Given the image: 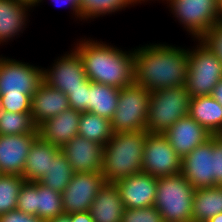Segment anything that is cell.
<instances>
[{
  "mask_svg": "<svg viewBox=\"0 0 222 222\" xmlns=\"http://www.w3.org/2000/svg\"><path fill=\"white\" fill-rule=\"evenodd\" d=\"M134 47V84L150 92L185 85L188 72V48L163 43Z\"/></svg>",
  "mask_w": 222,
  "mask_h": 222,
  "instance_id": "cell-1",
  "label": "cell"
},
{
  "mask_svg": "<svg viewBox=\"0 0 222 222\" xmlns=\"http://www.w3.org/2000/svg\"><path fill=\"white\" fill-rule=\"evenodd\" d=\"M73 46L83 61L86 77L90 81L118 89L134 83V48L127 51L101 39L98 41L85 36L79 41L77 39Z\"/></svg>",
  "mask_w": 222,
  "mask_h": 222,
  "instance_id": "cell-2",
  "label": "cell"
},
{
  "mask_svg": "<svg viewBox=\"0 0 222 222\" xmlns=\"http://www.w3.org/2000/svg\"><path fill=\"white\" fill-rule=\"evenodd\" d=\"M146 130L114 133L104 146L101 174L106 183H113L142 172Z\"/></svg>",
  "mask_w": 222,
  "mask_h": 222,
  "instance_id": "cell-3",
  "label": "cell"
},
{
  "mask_svg": "<svg viewBox=\"0 0 222 222\" xmlns=\"http://www.w3.org/2000/svg\"><path fill=\"white\" fill-rule=\"evenodd\" d=\"M195 188L180 173L157 178L154 207L164 222H192Z\"/></svg>",
  "mask_w": 222,
  "mask_h": 222,
  "instance_id": "cell-4",
  "label": "cell"
},
{
  "mask_svg": "<svg viewBox=\"0 0 222 222\" xmlns=\"http://www.w3.org/2000/svg\"><path fill=\"white\" fill-rule=\"evenodd\" d=\"M190 100L185 85L150 92L146 131L164 134L177 120L188 116Z\"/></svg>",
  "mask_w": 222,
  "mask_h": 222,
  "instance_id": "cell-5",
  "label": "cell"
},
{
  "mask_svg": "<svg viewBox=\"0 0 222 222\" xmlns=\"http://www.w3.org/2000/svg\"><path fill=\"white\" fill-rule=\"evenodd\" d=\"M188 48V72L185 83L190 97L211 95L215 86L222 79V61L201 39Z\"/></svg>",
  "mask_w": 222,
  "mask_h": 222,
  "instance_id": "cell-6",
  "label": "cell"
},
{
  "mask_svg": "<svg viewBox=\"0 0 222 222\" xmlns=\"http://www.w3.org/2000/svg\"><path fill=\"white\" fill-rule=\"evenodd\" d=\"M150 91L137 84L120 89L117 109L111 119L113 133L146 130Z\"/></svg>",
  "mask_w": 222,
  "mask_h": 222,
  "instance_id": "cell-7",
  "label": "cell"
},
{
  "mask_svg": "<svg viewBox=\"0 0 222 222\" xmlns=\"http://www.w3.org/2000/svg\"><path fill=\"white\" fill-rule=\"evenodd\" d=\"M175 20L193 39H201L219 20L218 0H166Z\"/></svg>",
  "mask_w": 222,
  "mask_h": 222,
  "instance_id": "cell-8",
  "label": "cell"
},
{
  "mask_svg": "<svg viewBox=\"0 0 222 222\" xmlns=\"http://www.w3.org/2000/svg\"><path fill=\"white\" fill-rule=\"evenodd\" d=\"M44 82L43 67L22 60L2 57L0 61V95H32Z\"/></svg>",
  "mask_w": 222,
  "mask_h": 222,
  "instance_id": "cell-9",
  "label": "cell"
},
{
  "mask_svg": "<svg viewBox=\"0 0 222 222\" xmlns=\"http://www.w3.org/2000/svg\"><path fill=\"white\" fill-rule=\"evenodd\" d=\"M142 172L156 178L181 173V158L164 134L148 133L143 151Z\"/></svg>",
  "mask_w": 222,
  "mask_h": 222,
  "instance_id": "cell-10",
  "label": "cell"
},
{
  "mask_svg": "<svg viewBox=\"0 0 222 222\" xmlns=\"http://www.w3.org/2000/svg\"><path fill=\"white\" fill-rule=\"evenodd\" d=\"M64 53L53 60L54 63L47 69L43 67V80L50 87L68 94L70 90L84 87L89 79L77 51L72 48Z\"/></svg>",
  "mask_w": 222,
  "mask_h": 222,
  "instance_id": "cell-11",
  "label": "cell"
},
{
  "mask_svg": "<svg viewBox=\"0 0 222 222\" xmlns=\"http://www.w3.org/2000/svg\"><path fill=\"white\" fill-rule=\"evenodd\" d=\"M105 183L101 173H74L61 193L64 214L89 211L98 191Z\"/></svg>",
  "mask_w": 222,
  "mask_h": 222,
  "instance_id": "cell-12",
  "label": "cell"
},
{
  "mask_svg": "<svg viewBox=\"0 0 222 222\" xmlns=\"http://www.w3.org/2000/svg\"><path fill=\"white\" fill-rule=\"evenodd\" d=\"M181 174L195 189L214 186L213 135L181 159Z\"/></svg>",
  "mask_w": 222,
  "mask_h": 222,
  "instance_id": "cell-13",
  "label": "cell"
},
{
  "mask_svg": "<svg viewBox=\"0 0 222 222\" xmlns=\"http://www.w3.org/2000/svg\"><path fill=\"white\" fill-rule=\"evenodd\" d=\"M61 151L67 157L74 173H101L104 145L77 135L69 140Z\"/></svg>",
  "mask_w": 222,
  "mask_h": 222,
  "instance_id": "cell-14",
  "label": "cell"
},
{
  "mask_svg": "<svg viewBox=\"0 0 222 222\" xmlns=\"http://www.w3.org/2000/svg\"><path fill=\"white\" fill-rule=\"evenodd\" d=\"M38 136V129L30 134L0 135V174L22 176L27 155Z\"/></svg>",
  "mask_w": 222,
  "mask_h": 222,
  "instance_id": "cell-15",
  "label": "cell"
},
{
  "mask_svg": "<svg viewBox=\"0 0 222 222\" xmlns=\"http://www.w3.org/2000/svg\"><path fill=\"white\" fill-rule=\"evenodd\" d=\"M125 208H144L154 205L157 178L145 172L135 173L115 183Z\"/></svg>",
  "mask_w": 222,
  "mask_h": 222,
  "instance_id": "cell-16",
  "label": "cell"
},
{
  "mask_svg": "<svg viewBox=\"0 0 222 222\" xmlns=\"http://www.w3.org/2000/svg\"><path fill=\"white\" fill-rule=\"evenodd\" d=\"M164 135L181 159L212 136L189 115L177 120Z\"/></svg>",
  "mask_w": 222,
  "mask_h": 222,
  "instance_id": "cell-17",
  "label": "cell"
},
{
  "mask_svg": "<svg viewBox=\"0 0 222 222\" xmlns=\"http://www.w3.org/2000/svg\"><path fill=\"white\" fill-rule=\"evenodd\" d=\"M30 10L34 7L21 0H0V46L20 38L28 28Z\"/></svg>",
  "mask_w": 222,
  "mask_h": 222,
  "instance_id": "cell-18",
  "label": "cell"
},
{
  "mask_svg": "<svg viewBox=\"0 0 222 222\" xmlns=\"http://www.w3.org/2000/svg\"><path fill=\"white\" fill-rule=\"evenodd\" d=\"M80 117V112L69 107L59 115L41 123L37 127L39 136L48 143L62 148L78 135Z\"/></svg>",
  "mask_w": 222,
  "mask_h": 222,
  "instance_id": "cell-19",
  "label": "cell"
},
{
  "mask_svg": "<svg viewBox=\"0 0 222 222\" xmlns=\"http://www.w3.org/2000/svg\"><path fill=\"white\" fill-rule=\"evenodd\" d=\"M69 108L68 97L62 91L43 82L31 97L30 114L38 127L45 120Z\"/></svg>",
  "mask_w": 222,
  "mask_h": 222,
  "instance_id": "cell-20",
  "label": "cell"
},
{
  "mask_svg": "<svg viewBox=\"0 0 222 222\" xmlns=\"http://www.w3.org/2000/svg\"><path fill=\"white\" fill-rule=\"evenodd\" d=\"M124 209L119 189L113 183H105L93 200L89 212L94 222H121Z\"/></svg>",
  "mask_w": 222,
  "mask_h": 222,
  "instance_id": "cell-21",
  "label": "cell"
},
{
  "mask_svg": "<svg viewBox=\"0 0 222 222\" xmlns=\"http://www.w3.org/2000/svg\"><path fill=\"white\" fill-rule=\"evenodd\" d=\"M61 150L60 147L43 140L38 136L27 155L22 177L28 182H39L49 171L51 162Z\"/></svg>",
  "mask_w": 222,
  "mask_h": 222,
  "instance_id": "cell-22",
  "label": "cell"
},
{
  "mask_svg": "<svg viewBox=\"0 0 222 222\" xmlns=\"http://www.w3.org/2000/svg\"><path fill=\"white\" fill-rule=\"evenodd\" d=\"M188 115L211 135H222V106L211 95L191 98Z\"/></svg>",
  "mask_w": 222,
  "mask_h": 222,
  "instance_id": "cell-23",
  "label": "cell"
},
{
  "mask_svg": "<svg viewBox=\"0 0 222 222\" xmlns=\"http://www.w3.org/2000/svg\"><path fill=\"white\" fill-rule=\"evenodd\" d=\"M120 89L89 80L87 112L111 120L117 109Z\"/></svg>",
  "mask_w": 222,
  "mask_h": 222,
  "instance_id": "cell-24",
  "label": "cell"
},
{
  "mask_svg": "<svg viewBox=\"0 0 222 222\" xmlns=\"http://www.w3.org/2000/svg\"><path fill=\"white\" fill-rule=\"evenodd\" d=\"M222 213V186L195 189L192 204V222H207Z\"/></svg>",
  "mask_w": 222,
  "mask_h": 222,
  "instance_id": "cell-25",
  "label": "cell"
},
{
  "mask_svg": "<svg viewBox=\"0 0 222 222\" xmlns=\"http://www.w3.org/2000/svg\"><path fill=\"white\" fill-rule=\"evenodd\" d=\"M113 134L111 120L90 112L81 113L78 135L105 146Z\"/></svg>",
  "mask_w": 222,
  "mask_h": 222,
  "instance_id": "cell-26",
  "label": "cell"
},
{
  "mask_svg": "<svg viewBox=\"0 0 222 222\" xmlns=\"http://www.w3.org/2000/svg\"><path fill=\"white\" fill-rule=\"evenodd\" d=\"M135 5L131 0H80L81 22H88L118 11L130 9Z\"/></svg>",
  "mask_w": 222,
  "mask_h": 222,
  "instance_id": "cell-27",
  "label": "cell"
},
{
  "mask_svg": "<svg viewBox=\"0 0 222 222\" xmlns=\"http://www.w3.org/2000/svg\"><path fill=\"white\" fill-rule=\"evenodd\" d=\"M37 217L44 222L64 214L61 193L36 182Z\"/></svg>",
  "mask_w": 222,
  "mask_h": 222,
  "instance_id": "cell-28",
  "label": "cell"
},
{
  "mask_svg": "<svg viewBox=\"0 0 222 222\" xmlns=\"http://www.w3.org/2000/svg\"><path fill=\"white\" fill-rule=\"evenodd\" d=\"M74 172L67 157L60 150L49 167V171L40 179V183L62 193L70 182Z\"/></svg>",
  "mask_w": 222,
  "mask_h": 222,
  "instance_id": "cell-29",
  "label": "cell"
},
{
  "mask_svg": "<svg viewBox=\"0 0 222 222\" xmlns=\"http://www.w3.org/2000/svg\"><path fill=\"white\" fill-rule=\"evenodd\" d=\"M37 130L30 113H0V135L30 134Z\"/></svg>",
  "mask_w": 222,
  "mask_h": 222,
  "instance_id": "cell-30",
  "label": "cell"
},
{
  "mask_svg": "<svg viewBox=\"0 0 222 222\" xmlns=\"http://www.w3.org/2000/svg\"><path fill=\"white\" fill-rule=\"evenodd\" d=\"M25 179L20 175L0 174V215L17 208V199Z\"/></svg>",
  "mask_w": 222,
  "mask_h": 222,
  "instance_id": "cell-31",
  "label": "cell"
},
{
  "mask_svg": "<svg viewBox=\"0 0 222 222\" xmlns=\"http://www.w3.org/2000/svg\"><path fill=\"white\" fill-rule=\"evenodd\" d=\"M16 209L25 214L37 216L36 182L25 181L23 183L18 195Z\"/></svg>",
  "mask_w": 222,
  "mask_h": 222,
  "instance_id": "cell-32",
  "label": "cell"
},
{
  "mask_svg": "<svg viewBox=\"0 0 222 222\" xmlns=\"http://www.w3.org/2000/svg\"><path fill=\"white\" fill-rule=\"evenodd\" d=\"M121 222H164L162 215L154 207L125 208Z\"/></svg>",
  "mask_w": 222,
  "mask_h": 222,
  "instance_id": "cell-33",
  "label": "cell"
},
{
  "mask_svg": "<svg viewBox=\"0 0 222 222\" xmlns=\"http://www.w3.org/2000/svg\"><path fill=\"white\" fill-rule=\"evenodd\" d=\"M2 110L12 113H30L31 97L29 95H0Z\"/></svg>",
  "mask_w": 222,
  "mask_h": 222,
  "instance_id": "cell-34",
  "label": "cell"
},
{
  "mask_svg": "<svg viewBox=\"0 0 222 222\" xmlns=\"http://www.w3.org/2000/svg\"><path fill=\"white\" fill-rule=\"evenodd\" d=\"M66 95L68 97V104L70 108H73L80 113L87 112L89 81L84 85V87H78L70 90V93Z\"/></svg>",
  "mask_w": 222,
  "mask_h": 222,
  "instance_id": "cell-35",
  "label": "cell"
},
{
  "mask_svg": "<svg viewBox=\"0 0 222 222\" xmlns=\"http://www.w3.org/2000/svg\"><path fill=\"white\" fill-rule=\"evenodd\" d=\"M216 56L222 61V22L213 26L202 38Z\"/></svg>",
  "mask_w": 222,
  "mask_h": 222,
  "instance_id": "cell-36",
  "label": "cell"
},
{
  "mask_svg": "<svg viewBox=\"0 0 222 222\" xmlns=\"http://www.w3.org/2000/svg\"><path fill=\"white\" fill-rule=\"evenodd\" d=\"M214 186H222V135H213Z\"/></svg>",
  "mask_w": 222,
  "mask_h": 222,
  "instance_id": "cell-37",
  "label": "cell"
},
{
  "mask_svg": "<svg viewBox=\"0 0 222 222\" xmlns=\"http://www.w3.org/2000/svg\"><path fill=\"white\" fill-rule=\"evenodd\" d=\"M0 222H44L35 215L25 214L17 209L0 215Z\"/></svg>",
  "mask_w": 222,
  "mask_h": 222,
  "instance_id": "cell-38",
  "label": "cell"
},
{
  "mask_svg": "<svg viewBox=\"0 0 222 222\" xmlns=\"http://www.w3.org/2000/svg\"><path fill=\"white\" fill-rule=\"evenodd\" d=\"M55 6L68 7L70 9L71 14L73 15V19L76 18V21H81V10H80V0H50ZM44 0H39L38 4L35 7L40 6V3H43ZM66 5V6H65Z\"/></svg>",
  "mask_w": 222,
  "mask_h": 222,
  "instance_id": "cell-39",
  "label": "cell"
},
{
  "mask_svg": "<svg viewBox=\"0 0 222 222\" xmlns=\"http://www.w3.org/2000/svg\"><path fill=\"white\" fill-rule=\"evenodd\" d=\"M71 222H94L90 212H77L71 214Z\"/></svg>",
  "mask_w": 222,
  "mask_h": 222,
  "instance_id": "cell-40",
  "label": "cell"
},
{
  "mask_svg": "<svg viewBox=\"0 0 222 222\" xmlns=\"http://www.w3.org/2000/svg\"><path fill=\"white\" fill-rule=\"evenodd\" d=\"M211 96L219 102V104L222 106V79L219 81V83L215 86L213 89Z\"/></svg>",
  "mask_w": 222,
  "mask_h": 222,
  "instance_id": "cell-41",
  "label": "cell"
},
{
  "mask_svg": "<svg viewBox=\"0 0 222 222\" xmlns=\"http://www.w3.org/2000/svg\"><path fill=\"white\" fill-rule=\"evenodd\" d=\"M46 222H71V214H62Z\"/></svg>",
  "mask_w": 222,
  "mask_h": 222,
  "instance_id": "cell-42",
  "label": "cell"
},
{
  "mask_svg": "<svg viewBox=\"0 0 222 222\" xmlns=\"http://www.w3.org/2000/svg\"><path fill=\"white\" fill-rule=\"evenodd\" d=\"M132 2H133V4L136 6V5H138L139 3H140V5L143 3H145V2H148L149 1V3H151L152 1L154 2V1H159V3L162 1H164L163 3H165L166 2V0H131ZM151 1V2H150Z\"/></svg>",
  "mask_w": 222,
  "mask_h": 222,
  "instance_id": "cell-43",
  "label": "cell"
},
{
  "mask_svg": "<svg viewBox=\"0 0 222 222\" xmlns=\"http://www.w3.org/2000/svg\"><path fill=\"white\" fill-rule=\"evenodd\" d=\"M207 222H222V213L217 214L216 216L209 219Z\"/></svg>",
  "mask_w": 222,
  "mask_h": 222,
  "instance_id": "cell-44",
  "label": "cell"
},
{
  "mask_svg": "<svg viewBox=\"0 0 222 222\" xmlns=\"http://www.w3.org/2000/svg\"><path fill=\"white\" fill-rule=\"evenodd\" d=\"M218 14L219 20L222 22V0H218Z\"/></svg>",
  "mask_w": 222,
  "mask_h": 222,
  "instance_id": "cell-45",
  "label": "cell"
},
{
  "mask_svg": "<svg viewBox=\"0 0 222 222\" xmlns=\"http://www.w3.org/2000/svg\"><path fill=\"white\" fill-rule=\"evenodd\" d=\"M21 1L28 3L33 7H35L39 2V0H21Z\"/></svg>",
  "mask_w": 222,
  "mask_h": 222,
  "instance_id": "cell-46",
  "label": "cell"
},
{
  "mask_svg": "<svg viewBox=\"0 0 222 222\" xmlns=\"http://www.w3.org/2000/svg\"><path fill=\"white\" fill-rule=\"evenodd\" d=\"M1 96H0V113L2 112V106H1Z\"/></svg>",
  "mask_w": 222,
  "mask_h": 222,
  "instance_id": "cell-47",
  "label": "cell"
}]
</instances>
